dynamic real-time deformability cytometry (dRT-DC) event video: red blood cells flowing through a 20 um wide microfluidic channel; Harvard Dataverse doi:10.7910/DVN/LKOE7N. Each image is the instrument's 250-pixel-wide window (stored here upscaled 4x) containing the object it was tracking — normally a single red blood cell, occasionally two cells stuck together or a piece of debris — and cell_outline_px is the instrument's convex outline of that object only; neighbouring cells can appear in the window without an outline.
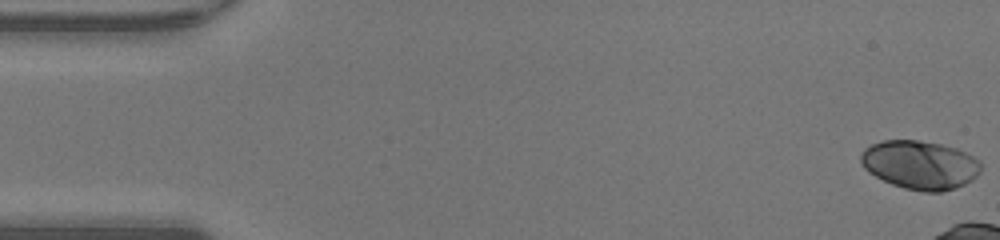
{"species": "human", "species_latin": "Homo sapiens", "temperature_condition": "warm", "stored_images_in_passage": 13, "camera_frame_rate_fps": 3000, "um_per_image_px": 0.085, "donor": {"sex": "male"}, "frame": {"image": 1, "passage_image": 1, "time_ms": 0.0, "image_size_px": [1000, 240], "cell_outline_px": [[980, 172], [972, 180], [956, 188], [940, 192], [924, 192], [904, 188], [892, 184], [868, 172], [860, 164], [860, 152], [864, 148], [872, 144], [884, 140], [916, 140], [940, 144], [956, 148], [980, 160]], "centroid_in_image_um": [78.18, 14.02], "position_along_channel_um": 6.8, "area_um2": 34.1}}